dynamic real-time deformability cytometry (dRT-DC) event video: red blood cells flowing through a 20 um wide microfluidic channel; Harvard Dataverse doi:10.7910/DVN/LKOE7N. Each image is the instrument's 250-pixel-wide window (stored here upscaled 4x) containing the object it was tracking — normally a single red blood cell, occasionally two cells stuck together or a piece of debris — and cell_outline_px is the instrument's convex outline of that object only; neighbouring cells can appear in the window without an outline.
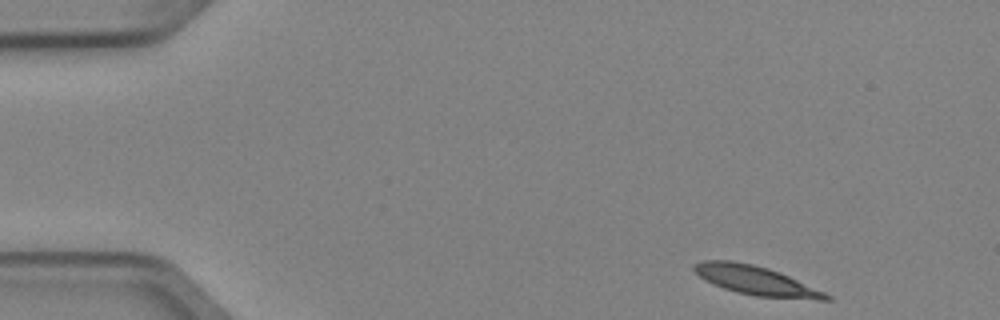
{"species": "Egyptian fruit bat (a non-hibernating species)", "species_latin": "Rousettus aegyptiacus", "temperature_condition": "cold", "stored_images_in_passage": 5, "segment_of_instrument_passage": [2, 2], "camera_frame_rate_fps": 3000, "um_per_image_px": 0.085, "animal": {"sex": "female"}, "frame": {"image": 1, "passage_image": 5, "time_ms": 1.333, "image_size_px": [1000, 320], "cell_outline_px": [[832, 300], [816, 300], [756, 296], [736, 292], [712, 284], [704, 280], [692, 268], [692, 264], [704, 260], [732, 260], [752, 264], [768, 268], [780, 272], [824, 292], [832, 296]], "centroid_in_image_um": [64.24, 23.84], "position_along_channel_um": 20.8, "area_um2": 22.37}}